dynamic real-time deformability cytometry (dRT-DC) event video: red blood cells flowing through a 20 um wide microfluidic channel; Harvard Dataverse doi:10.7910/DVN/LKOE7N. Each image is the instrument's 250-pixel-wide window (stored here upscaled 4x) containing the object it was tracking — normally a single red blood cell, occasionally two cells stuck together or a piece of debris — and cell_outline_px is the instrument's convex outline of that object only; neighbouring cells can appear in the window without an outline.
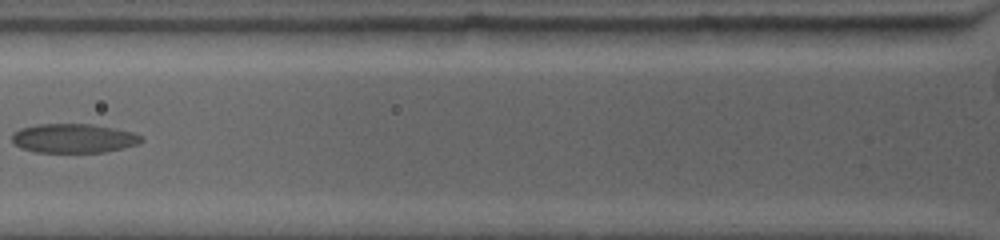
{"species": "common noctule bat (a hibernating species)", "species_latin": "Nyctalus noctula", "temperature_condition": "warm", "stored_images_in_passage": 3, "camera_frame_rate_fps": 4500, "um_per_image_px": 0.085, "animal": {"sex": "female", "body_mass_g": 19.0, "forearm_length_mm": 53.3}, "frame": {"image": 1, "passage_image": 2, "time_ms": 1.333, "image_size_px": [1000, 240], "cell_outline_px": [[144, 140], [140, 144], [124, 148], [104, 152], [36, 152], [20, 148], [12, 140], [12, 132], [20, 128], [40, 124], [92, 124], [132, 132], [140, 136]], "centroid_in_image_um": [6.25, 11.76], "position_along_channel_um": 119.5, "area_um2": 21.96}}
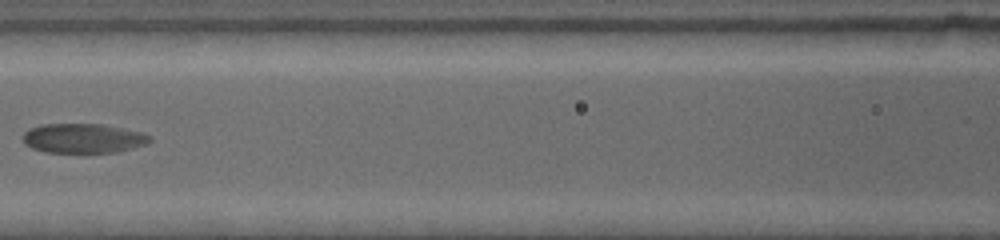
{"frame": {"image": 2, "passage_image": 3, "time_ms": 2.444, "image_size_px": [1000, 240], "cell_outline_px": [[152, 140], [144, 144], [132, 148], [116, 152], [44, 152], [32, 148], [24, 144], [24, 132], [32, 128], [44, 124], [100, 124], [140, 132], [152, 136]], "centroid_in_image_um": [7.06, 11.76], "position_along_channel_um": 159.5, "area_um2": 21.5}}